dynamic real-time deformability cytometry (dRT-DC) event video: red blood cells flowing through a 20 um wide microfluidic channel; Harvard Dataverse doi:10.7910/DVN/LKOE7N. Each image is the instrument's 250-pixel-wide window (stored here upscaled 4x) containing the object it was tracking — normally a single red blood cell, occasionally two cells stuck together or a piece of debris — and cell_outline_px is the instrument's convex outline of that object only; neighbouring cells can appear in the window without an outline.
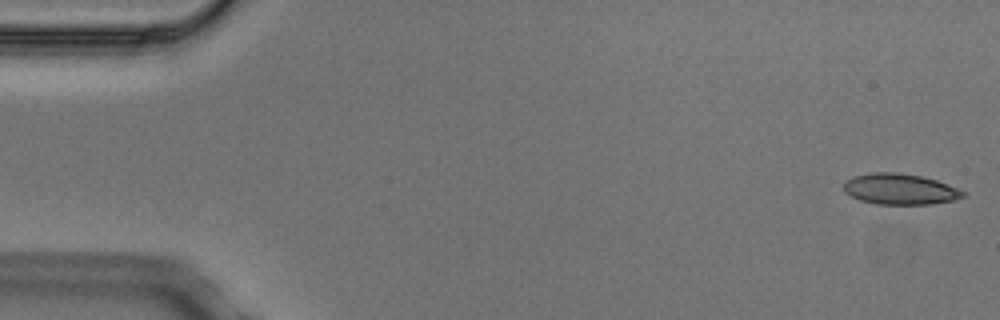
{"species": "Egyptian fruit bat (a non-hibernating species)", "species_latin": "Rousettus aegyptiacus", "temperature_condition": "cold", "stored_images_in_passage": 5, "camera_frame_rate_fps": 3000, "um_per_image_px": 0.085, "animal": {"sex": "male"}, "frame": {"image": 1, "passage_image": 1, "time_ms": 0.0, "image_size_px": [1000, 320], "cell_outline_px": [[968, 196], [952, 200], [932, 204], [876, 204], [860, 200], [844, 192], [844, 180], [852, 176], [872, 172], [896, 172], [920, 176], [936, 180], [968, 192]], "centroid_in_image_um": [76.5, 16.07], "position_along_channel_um": 8.5, "area_um2": 21.62}}
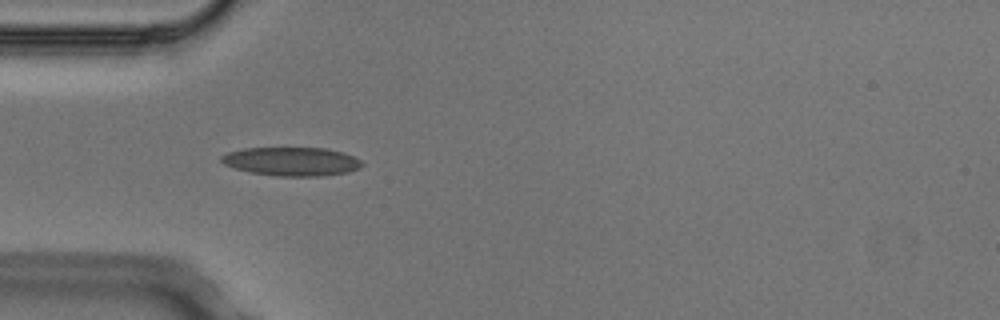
{"frame": {"image": 2, "passage_image": 4, "time_ms": 1.0, "image_size_px": [1000, 320], "cell_outline_px": [[364, 164], [360, 168], [348, 172], [320, 176], [276, 176], [252, 172], [236, 168], [224, 164], [220, 160], [220, 156], [228, 152], [244, 148], [328, 148], [344, 152], [360, 160]], "centroid_in_image_um": [24.81, 13.72], "position_along_channel_um": 60.2, "area_um2": 23.47}}
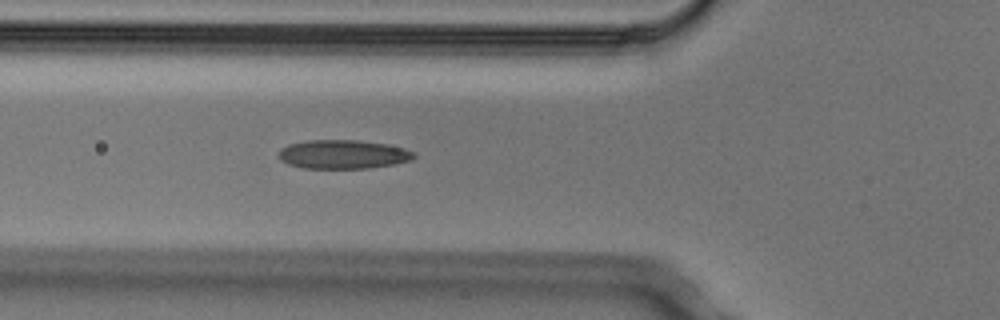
{"frame": {"image": 3, "passage_image": 5, "time_ms": 1.333, "image_size_px": [1000, 320], "cell_outline_px": [[416, 156], [412, 160], [392, 164], [368, 168], [300, 168], [288, 164], [280, 160], [276, 156], [280, 148], [288, 144], [308, 140], [360, 140], [388, 144], [404, 148], [412, 152]], "centroid_in_image_um": [29.1, 13.11], "position_along_channel_um": 96.7, "area_um2": 22.95}}